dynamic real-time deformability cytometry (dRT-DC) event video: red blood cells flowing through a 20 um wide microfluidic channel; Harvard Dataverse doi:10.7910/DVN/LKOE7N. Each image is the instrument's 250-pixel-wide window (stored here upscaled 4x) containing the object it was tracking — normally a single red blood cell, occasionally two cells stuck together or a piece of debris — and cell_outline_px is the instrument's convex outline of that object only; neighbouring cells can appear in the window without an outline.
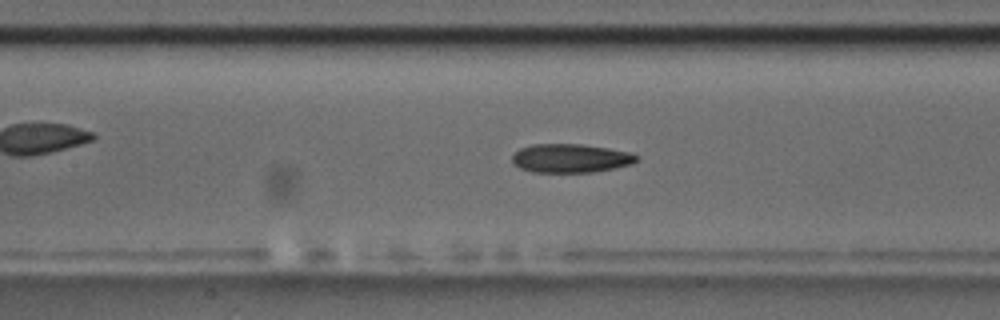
{"species": "common noctule bat (a hibernating species)", "species_latin": "Nyctalus noctula", "temperature_condition": "room temperature", "stored_images_in_passage": 50, "camera_frame_rate_fps": 3000, "um_per_image_px": 0.085, "animal": {"sex": "male", "body_mass_g": 17.5, "forearm_length_mm": 52.3}, "frame": {"image": 1, "passage_image": 25, "time_ms": 8.0, "image_size_px": [1000, 320], "cell_outline_px": [[640, 160], [632, 164], [616, 168], [592, 172], [532, 172], [520, 168], [512, 160], [512, 156], [520, 148], [532, 144], [580, 144], [608, 148], [632, 152], [640, 156]], "centroid_in_image_um": [48.57, 13.45], "position_along_channel_um": 158.8, "area_um2": 20.98}}
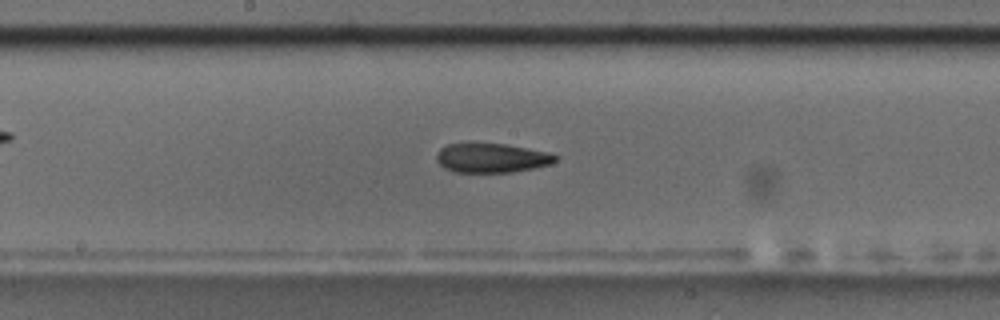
{"frame": {"image": 2, "passage_image": 29, "time_ms": 9.333, "image_size_px": [1000, 320], "cell_outline_px": [[560, 156], [556, 160], [548, 164], [532, 168], [512, 172], [452, 172], [444, 168], [436, 160], [436, 152], [440, 148], [448, 144], [468, 140], [504, 144], [548, 152]], "centroid_in_image_um": [41.69, 13.38], "position_along_channel_um": 206.5, "area_um2": 20.92}}
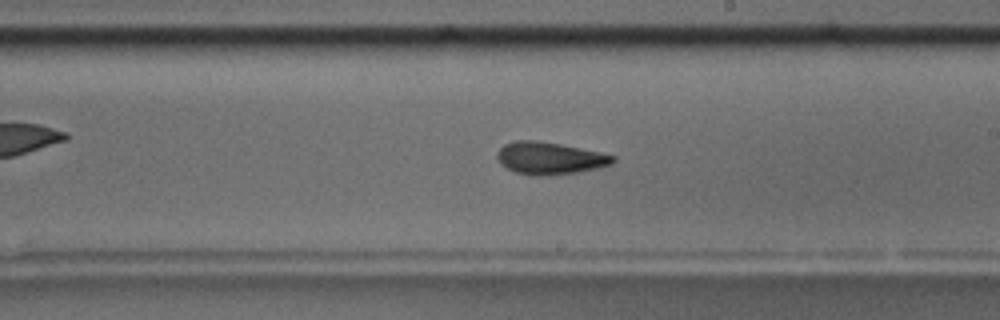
{"frame": {"image": 3, "passage_image": 32, "time_ms": 10.333, "image_size_px": [1000, 320], "cell_outline_px": [[616, 160], [612, 164], [600, 168], [576, 172], [544, 176], [536, 176], [516, 172], [500, 164], [496, 156], [500, 148], [504, 144], [516, 140], [532, 140], [560, 144], [600, 152], [616, 156]], "centroid_in_image_um": [46.74, 13.45], "position_along_channel_um": 242.3, "area_um2": 21.73}}